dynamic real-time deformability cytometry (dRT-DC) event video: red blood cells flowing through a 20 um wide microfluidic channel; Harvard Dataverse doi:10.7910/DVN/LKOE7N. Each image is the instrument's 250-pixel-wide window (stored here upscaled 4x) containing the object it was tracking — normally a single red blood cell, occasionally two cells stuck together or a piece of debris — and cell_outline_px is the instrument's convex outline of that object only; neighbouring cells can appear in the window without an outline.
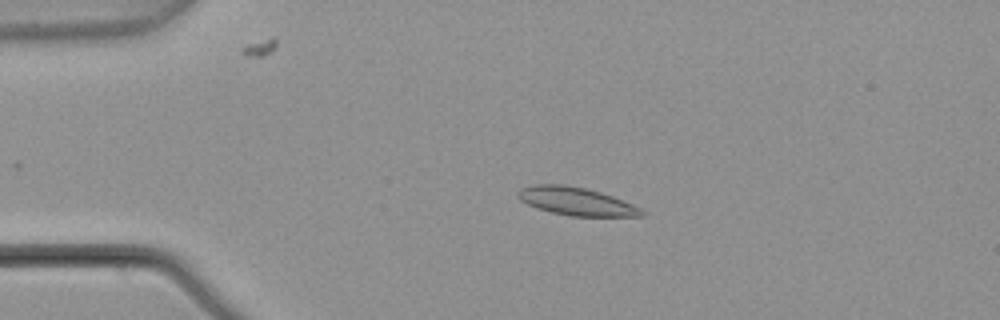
{"species": "common noctule bat (a hibernating species)", "species_latin": "Nyctalus noctula", "temperature_condition": "warm", "stored_images_in_passage": 4, "camera_frame_rate_fps": 3000, "um_per_image_px": 0.085, "animal": {"sex": "male", "body_mass_g": 21.5, "forearm_length_mm": 52.0}, "frame": {"image": 1, "passage_image": 2, "time_ms": 0.333, "image_size_px": [1000, 320], "cell_outline_px": [[648, 212], [644, 216], [568, 216], [536, 208], [520, 200], [516, 196], [516, 192], [520, 188], [532, 184], [564, 184], [584, 188], [600, 192], [612, 196], [632, 204]], "centroid_in_image_um": [48.95, 17.11], "position_along_channel_um": 36.0, "area_um2": 20.35}}